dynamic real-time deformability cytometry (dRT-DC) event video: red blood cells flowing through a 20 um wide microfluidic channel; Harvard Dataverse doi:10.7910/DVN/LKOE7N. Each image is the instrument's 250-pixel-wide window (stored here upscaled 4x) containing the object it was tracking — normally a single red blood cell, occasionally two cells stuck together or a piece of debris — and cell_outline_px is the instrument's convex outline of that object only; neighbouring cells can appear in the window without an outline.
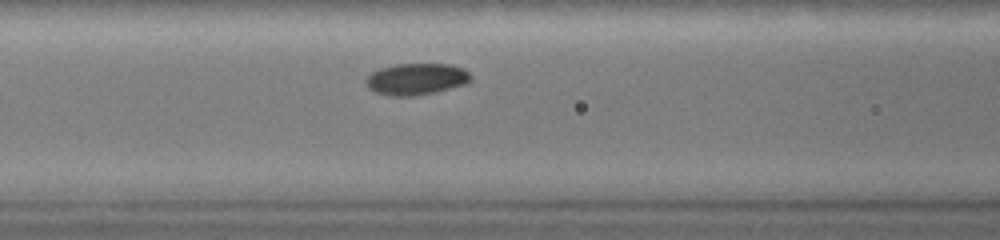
{"species": "common noctule bat (a hibernating species)", "species_latin": "Nyctalus noctula", "temperature_condition": "warm", "stored_images_in_passage": 30, "camera_frame_rate_fps": 3000, "um_per_image_px": 0.085, "animal": {"sex": "female", "body_mass_g": 19.0, "forearm_length_mm": 51.5}, "frame": {"image": 1, "passage_image": 9, "time_ms": 2.667, "image_size_px": [1000, 240], "cell_outline_px": [[472, 80], [464, 84], [436, 92], [412, 96], [388, 96], [376, 92], [368, 88], [364, 84], [364, 80], [372, 72], [380, 68], [396, 64], [448, 64], [464, 68], [472, 76]], "centroid_in_image_um": [35.37, 6.72], "position_along_channel_um": 131.2, "area_um2": 19.42}}
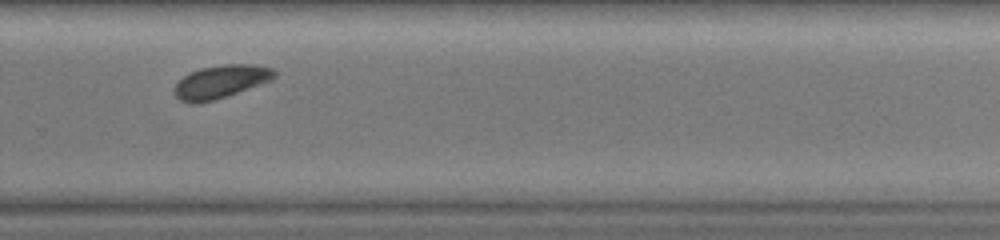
{"frame": {"image": 2, "passage_image": 22, "time_ms": 7.0, "image_size_px": [1000, 240], "cell_outline_px": [[276, 76], [272, 80], [212, 100], [192, 104], [180, 100], [176, 96], [176, 84], [184, 76], [200, 68], [224, 64], [252, 64], [272, 68], [276, 72]], "centroid_in_image_um": [18.79, 6.92], "position_along_channel_um": 311.0, "area_um2": 18.79}}
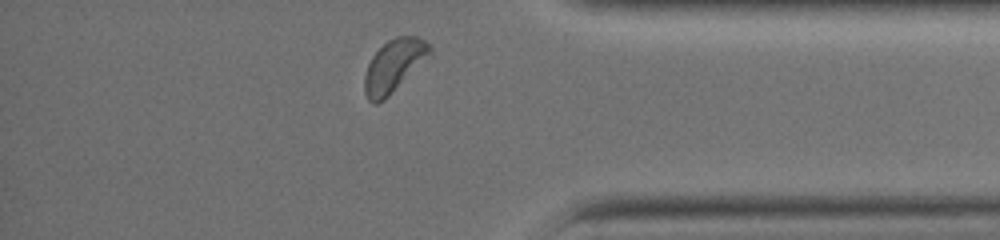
{"frame": {"image": 3, "passage_image": 29, "time_ms": 9.333, "image_size_px": [1000, 240], "cell_outline_px": [[432, 56], [384, 100], [376, 104], [372, 104], [368, 100], [364, 92], [364, 76], [368, 64], [372, 56], [388, 40], [396, 36], [416, 36], [432, 44]], "centroid_in_image_um": [33.52, 5.59], "position_along_channel_um": 401.7, "area_um2": 20.35}, "authors_computed_cell_mechanics": {"area_um2": 19.363, "velocity_mm_per_s": 4.1594, "shape_relaxation_time_tau1_ms": 1.1854, "shape_relaxation_time_tau2_ms": null, "deformation_change_tau1": 0.0493, "deformation_change_tau2": null}}